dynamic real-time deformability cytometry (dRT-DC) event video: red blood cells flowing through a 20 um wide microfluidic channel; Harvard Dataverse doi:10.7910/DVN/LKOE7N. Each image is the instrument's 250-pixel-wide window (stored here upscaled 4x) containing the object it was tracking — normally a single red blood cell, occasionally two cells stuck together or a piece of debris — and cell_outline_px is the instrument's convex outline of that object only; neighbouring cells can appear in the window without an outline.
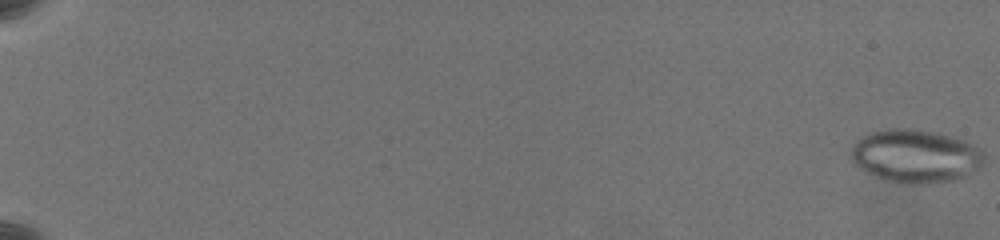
{"species": "common noctule bat (a hibernating species)", "species_latin": "Nyctalus noctula", "temperature_condition": "warm", "stored_images_in_passage": 65, "camera_frame_rate_fps": 3000, "um_per_image_px": 0.085, "animal": {"sex": "female", "body_mass_g": 19.5, "forearm_length_mm": 54.1}, "frame": {"image": 1, "passage_image": 1, "time_ms": 0.0, "image_size_px": [1000, 240], "cell_outline_px": [[984, 164], [980, 168], [956, 180], [928, 184], [900, 184], [884, 180], [864, 172], [852, 164], [848, 156], [848, 152], [856, 140], [872, 132], [888, 128], [912, 128], [936, 132], [956, 136], [976, 144], [984, 152]], "centroid_in_image_um": [77.81, 13.27], "position_along_channel_um": 7.2, "area_um2": 42.6}}
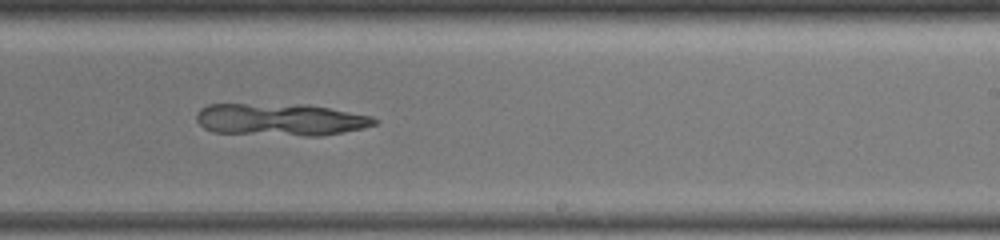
{"frame": {"image": 2, "passage_image": 44, "time_ms": 14.333, "image_size_px": [1000, 240], "cell_outline_px": [[380, 120], [376, 124], [364, 128], [324, 136], [304, 136], [212, 132], [204, 128], [196, 120], [196, 112], [200, 108], [208, 104], [308, 104], [372, 116]], "centroid_in_image_um": [23.85, 10.16], "position_along_channel_um": 265.1, "area_um2": 33.87}}
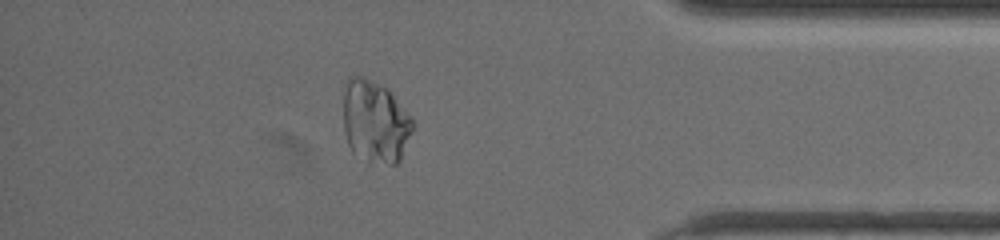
{"frame": {"image": 3, "passage_image": 58, "time_ms": 19.0, "image_size_px": [1000, 240], "cell_outline_px": [[416, 124], [400, 160], [396, 164], [368, 164], [352, 152], [348, 144], [344, 132], [344, 92], [348, 76], [364, 76], [388, 88], [412, 116]], "centroid_in_image_um": [31.91, 10.36], "position_along_channel_um": 403.3, "area_um2": 34.22}}